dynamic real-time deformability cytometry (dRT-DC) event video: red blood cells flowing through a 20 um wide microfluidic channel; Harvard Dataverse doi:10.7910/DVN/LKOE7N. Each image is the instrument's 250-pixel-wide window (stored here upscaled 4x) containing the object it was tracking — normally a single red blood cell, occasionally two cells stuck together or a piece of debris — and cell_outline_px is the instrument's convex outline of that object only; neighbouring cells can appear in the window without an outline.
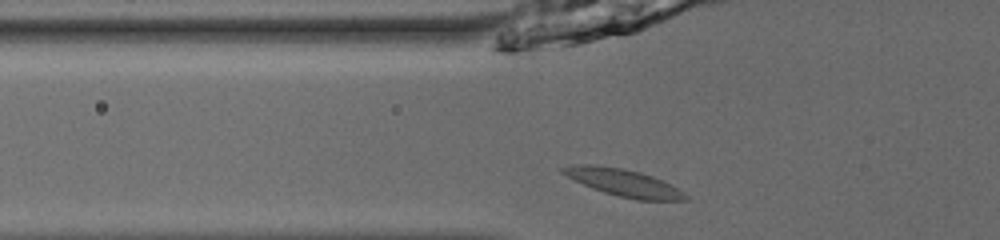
{"species": "common noctule bat (a hibernating species)", "species_latin": "Nyctalus noctula", "temperature_condition": "room temperature", "stored_images_in_passage": 35, "camera_frame_rate_fps": 3000, "um_per_image_px": 0.085, "animal": {"sex": "male", "body_mass_g": 13.0, "forearm_length_mm": 53.1}, "frame": {"image": 1, "passage_image": 2, "time_ms": 0.333, "image_size_px": [1000, 240], "cell_outline_px": [[688, 200], [636, 200], [604, 192], [592, 188], [560, 172], [560, 168], [576, 164], [592, 164], [620, 168], [640, 172], [664, 180], [684, 192], [688, 196]], "centroid_in_image_um": [53.04, 15.52], "position_along_channel_um": 72.8, "area_um2": 19.25}}
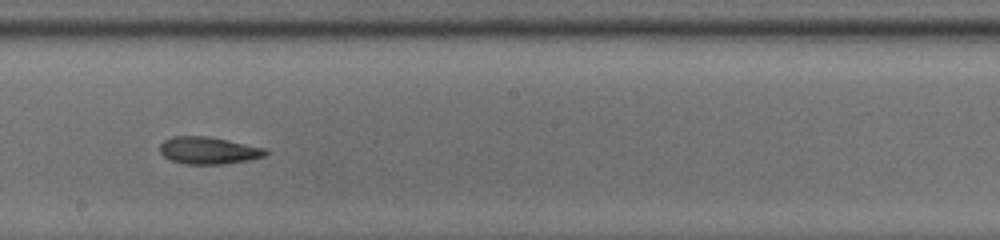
{"frame": {"image": 2, "passage_image": 14, "time_ms": 4.333, "image_size_px": [1000, 240], "cell_outline_px": [[268, 152], [264, 156], [248, 160], [224, 164], [184, 164], [172, 160], [164, 156], [160, 152], [160, 144], [164, 140], [172, 136], [208, 136], [228, 140], [264, 148]], "centroid_in_image_um": [17.69, 12.79], "position_along_channel_um": 230.5, "area_um2": 16.65}}
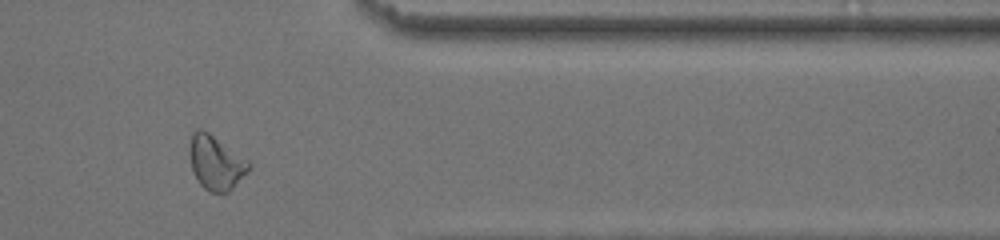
{"frame": {"image": 3, "passage_image": 27, "time_ms": 8.667, "image_size_px": [1000, 240], "cell_outline_px": [[248, 172], [228, 192], [208, 192], [200, 184], [192, 168], [188, 148], [192, 132], [200, 128], [208, 132], [248, 160]], "centroid_in_image_um": [18.32, 13.82], "position_along_channel_um": 393.1, "area_um2": 18.38}, "authors_computed_cell_mechanics": {"area_um2": 17.4556, "velocity_mm_per_s": 3.9446, "shape_relaxation_time_tau1_ms": 10.0051, "shape_relaxation_time_tau2_ms": 3.3401, "deformation_change_tau1": 0.2266, "deformation_change_tau2": 0.109}}